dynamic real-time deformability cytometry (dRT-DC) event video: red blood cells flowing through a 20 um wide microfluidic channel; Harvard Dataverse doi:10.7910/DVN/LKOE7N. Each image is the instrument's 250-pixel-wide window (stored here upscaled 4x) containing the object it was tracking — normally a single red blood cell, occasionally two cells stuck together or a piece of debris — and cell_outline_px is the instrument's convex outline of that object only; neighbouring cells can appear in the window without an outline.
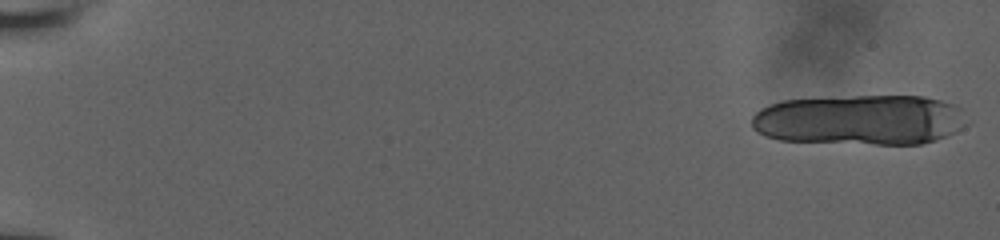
{"species": "human", "species_latin": "Homo sapiens", "temperature_condition": "room temperature", "stored_images_in_passage": 26, "camera_frame_rate_fps": 3000, "um_per_image_px": 0.085, "donor": {"sex": "male"}, "frame": {"image": 1, "passage_image": 1, "time_ms": 0.0, "image_size_px": [1000, 240], "cell_outline_px": [[968, 124], [964, 128], [936, 140], [920, 144], [876, 144], [780, 140], [764, 136], [756, 132], [752, 128], [752, 116], [760, 108], [768, 104], [784, 100], [856, 96], [924, 96], [956, 104], [960, 108]], "centroid_in_image_um": [73.11, 10.19], "position_along_channel_um": 11.9, "area_um2": 63.46}}